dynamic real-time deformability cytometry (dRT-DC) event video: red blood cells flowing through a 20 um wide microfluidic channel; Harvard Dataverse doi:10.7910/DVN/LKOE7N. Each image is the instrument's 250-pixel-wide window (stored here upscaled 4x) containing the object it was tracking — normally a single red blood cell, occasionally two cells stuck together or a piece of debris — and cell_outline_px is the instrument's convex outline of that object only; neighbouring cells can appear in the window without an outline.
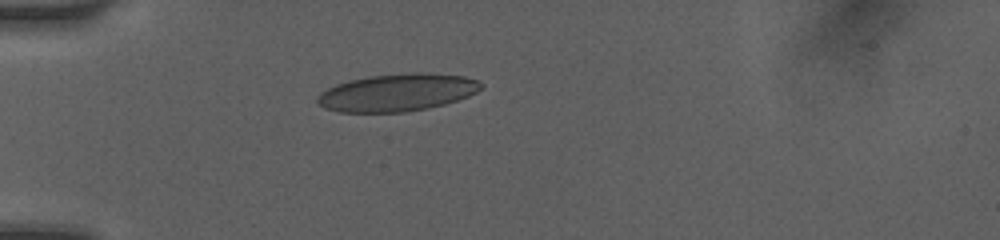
{"species": "human", "species_latin": "Homo sapiens", "temperature_condition": "room temperature", "stored_images_in_passage": 25, "camera_frame_rate_fps": 3000, "um_per_image_px": 0.085, "donor": {"sex": "female"}, "frame": {"image": 1, "passage_image": 2, "time_ms": 0.667, "image_size_px": [1000, 240], "cell_outline_px": [[484, 88], [468, 96], [444, 104], [428, 108], [404, 112], [340, 112], [324, 108], [316, 100], [316, 96], [320, 92], [336, 84], [348, 80], [368, 76], [412, 72], [428, 72], [464, 76], [480, 80], [484, 84]], "centroid_in_image_um": [33.79, 7.85], "position_along_channel_um": 51.2, "area_um2": 36.07}}
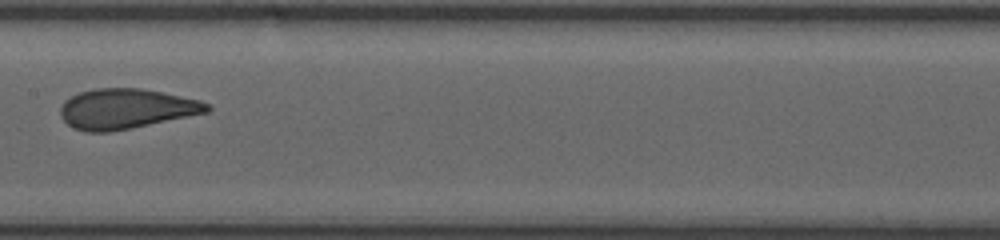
{"frame": {"image": 2, "passage_image": 8, "time_ms": 4.667, "image_size_px": [1000, 240], "cell_outline_px": [[212, 108], [208, 112], [128, 128], [104, 132], [88, 132], [76, 128], [68, 124], [64, 120], [60, 112], [60, 108], [64, 100], [80, 92], [96, 88], [140, 88], [200, 100], [212, 104]], "centroid_in_image_um": [10.72, 9.23], "position_along_channel_um": 196.7, "area_um2": 33.7}}
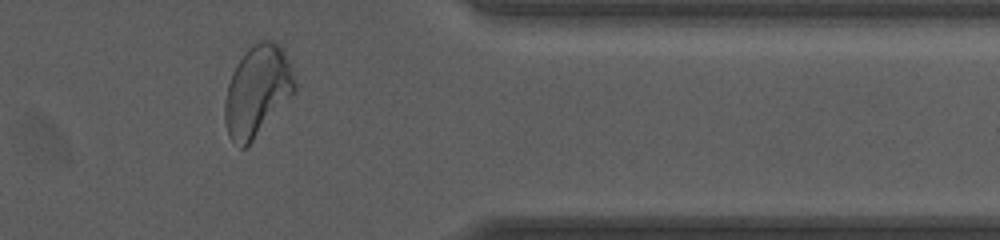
{"frame": {"image": 3, "passage_image": 19, "time_ms": 9.667, "image_size_px": [1000, 240], "cell_outline_px": [[296, 92], [252, 140], [244, 148], [240, 148], [232, 144], [228, 136], [224, 120], [224, 100], [228, 84], [232, 72], [248, 48], [252, 44], [260, 40], [272, 40], [284, 48], [296, 84]], "centroid_in_image_um": [21.85, 7.73], "position_along_channel_um": 389.5, "area_um2": 37.05}, "authors_computed_cell_mechanics": {"area_um2": 34.6222, "velocity_mm_per_s": 4.1047, "shape_relaxation_time_tau1_ms": 5.7899, "shape_relaxation_time_tau2_ms": 0.4755, "deformation_change_tau1": 0.1856, "deformation_change_tau2": 0.0499}}